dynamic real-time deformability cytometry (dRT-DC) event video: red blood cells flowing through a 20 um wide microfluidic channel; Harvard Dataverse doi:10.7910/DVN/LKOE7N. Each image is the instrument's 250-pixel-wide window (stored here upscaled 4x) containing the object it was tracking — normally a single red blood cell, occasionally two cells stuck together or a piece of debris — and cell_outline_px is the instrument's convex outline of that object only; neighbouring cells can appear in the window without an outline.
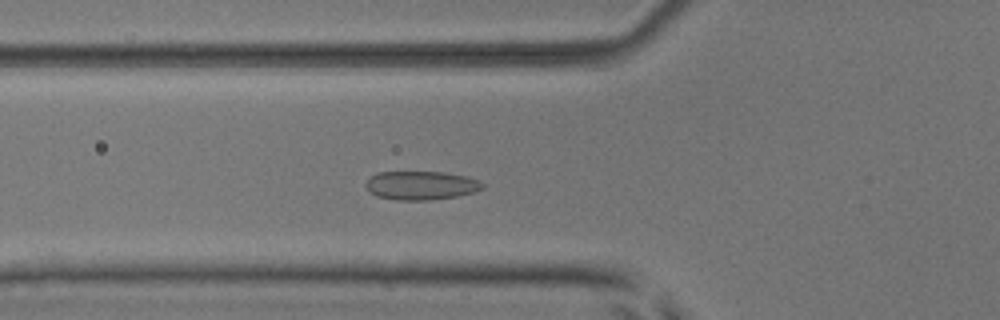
{"species": "common noctule bat (a hibernating species)", "species_latin": "Nyctalus noctula", "temperature_condition": "room temperature", "stored_images_in_passage": 32, "camera_frame_rate_fps": 3000, "um_per_image_px": 0.085, "animal": {"sex": "male", "body_mass_g": 17.9, "forearm_length_mm": 54.2}, "frame": {"image": 1, "passage_image": 2, "time_ms": 0.333, "image_size_px": [1000, 320], "cell_outline_px": [[484, 188], [476, 192], [456, 196], [432, 200], [396, 200], [376, 196], [368, 192], [364, 184], [368, 176], [380, 172], [444, 172], [464, 176], [480, 180], [484, 184]], "centroid_in_image_um": [35.76, 15.76], "position_along_channel_um": 90.0, "area_um2": 19.83}}
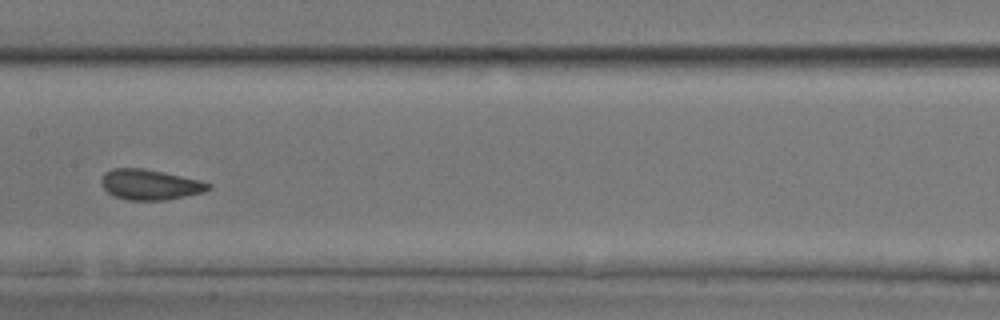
{"frame": {"image": 2, "passage_image": 10, "time_ms": 3.0, "image_size_px": [1000, 320], "cell_outline_px": [[212, 188], [204, 192], [164, 200], [128, 200], [112, 196], [100, 184], [100, 180], [104, 172], [112, 168], [144, 168], [200, 180], [212, 184]], "centroid_in_image_um": [12.72, 15.69], "position_along_channel_um": 194.7, "area_um2": 19.07}}
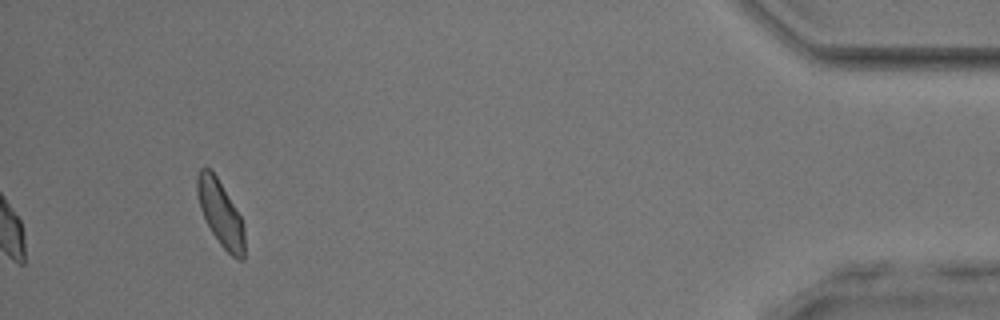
{"frame": {"image": 3, "passage_image": 32, "time_ms": 10.333, "image_size_px": [1000, 320], "cell_outline_px": [[244, 260], [240, 260], [232, 256], [220, 244], [212, 232], [200, 208], [196, 192], [196, 176], [200, 168], [204, 164], [216, 176], [240, 216], [244, 228]], "centroid_in_image_um": [18.72, 18.11], "position_along_channel_um": 416.5, "area_um2": 17.8}}